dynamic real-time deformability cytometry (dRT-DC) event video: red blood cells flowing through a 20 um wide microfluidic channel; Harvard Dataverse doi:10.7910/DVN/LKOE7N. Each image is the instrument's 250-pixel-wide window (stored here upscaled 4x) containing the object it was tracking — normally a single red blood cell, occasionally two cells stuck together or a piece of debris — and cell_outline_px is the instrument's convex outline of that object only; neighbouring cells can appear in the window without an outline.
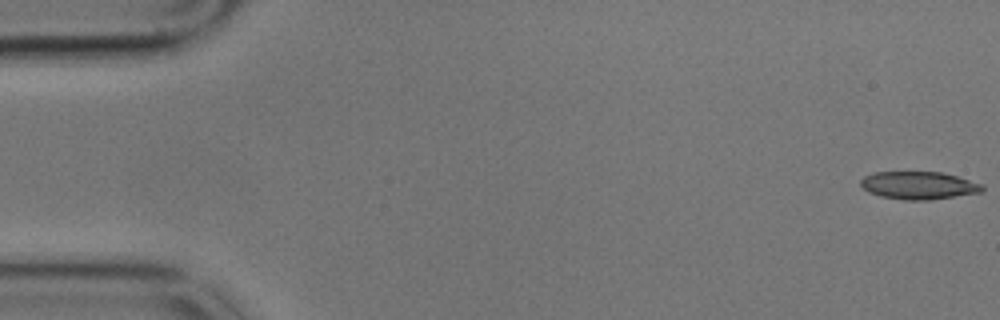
{"species": "common noctule bat (a hibernating species)", "species_latin": "Nyctalus noctula", "temperature_condition": "cold", "stored_images_in_passage": 58, "camera_frame_rate_fps": 3000, "um_per_image_px": 0.085, "animal": {"sex": "male", "body_mass_g": 17.9}, "frame": {"image": 1, "passage_image": 1, "time_ms": 0.0, "image_size_px": [1000, 320], "cell_outline_px": [[984, 192], [928, 200], [904, 200], [880, 196], [868, 192], [860, 184], [860, 180], [864, 176], [872, 172], [940, 172], [956, 176], [984, 184]], "centroid_in_image_um": [78.1, 15.76], "position_along_channel_um": 6.9, "area_um2": 19.77}}
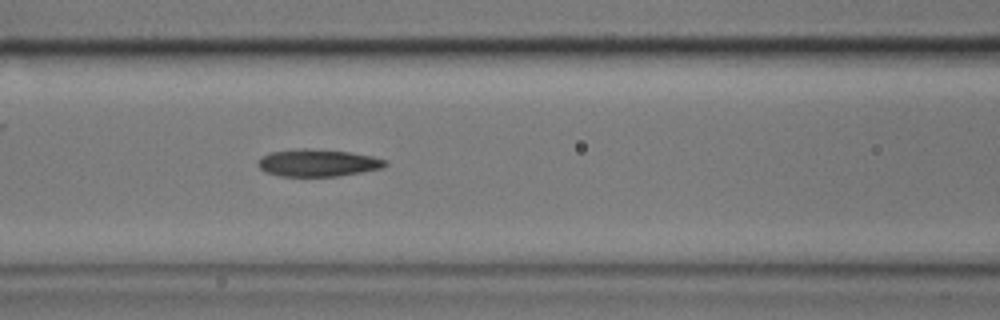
{"frame": {"image": 2, "passage_image": 24, "time_ms": 7.667, "image_size_px": [1000, 320], "cell_outline_px": [[388, 164], [384, 168], [340, 176], [280, 176], [264, 172], [256, 164], [256, 160], [260, 156], [268, 152], [300, 148], [308, 148], [348, 152], [372, 156], [388, 160]], "centroid_in_image_um": [26.98, 13.84], "position_along_channel_um": 139.6, "area_um2": 20.58}}
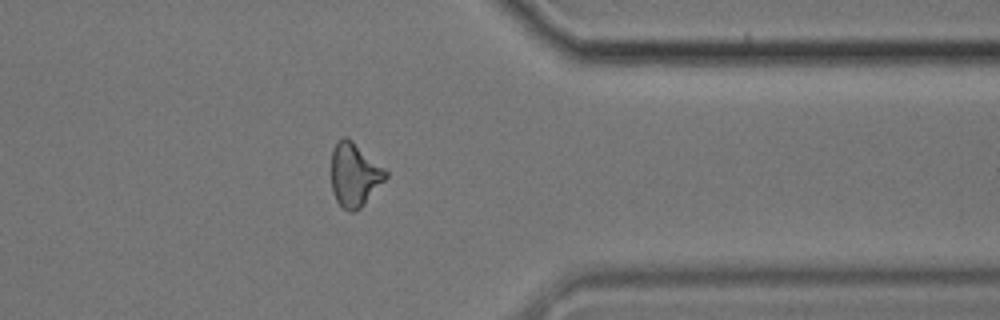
{"frame": {"image": 3, "passage_image": 46, "time_ms": 15.0, "image_size_px": [1000, 320], "cell_outline_px": [[388, 176], [364, 204], [356, 212], [348, 212], [336, 200], [332, 192], [332, 148], [344, 136], [352, 140], [388, 172]], "centroid_in_image_um": [30.12, 14.87], "position_along_channel_um": 381.3, "area_um2": 19.88}, "authors_computed_cell_mechanics": {"area_um2": 20.519, "velocity_mm_per_s": 3.4478, "shape_relaxation_time_tau1_ms": 9.8002, "shape_relaxation_time_tau2_ms": 5.6509, "deformation_change_tau1": 0.1721, "deformation_change_tau2": 0.1417}}